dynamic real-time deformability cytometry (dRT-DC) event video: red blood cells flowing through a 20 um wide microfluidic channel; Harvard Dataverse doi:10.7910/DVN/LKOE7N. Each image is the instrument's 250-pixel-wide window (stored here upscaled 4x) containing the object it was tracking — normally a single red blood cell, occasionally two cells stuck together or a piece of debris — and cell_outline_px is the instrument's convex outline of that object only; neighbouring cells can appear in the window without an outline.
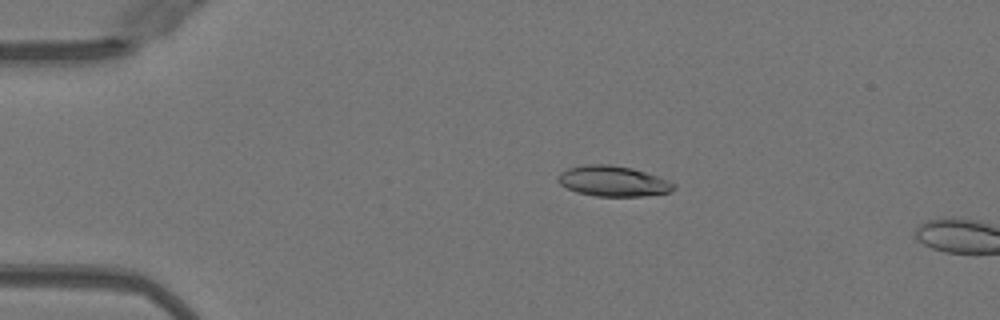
{"species": "Egyptian fruit bat (a non-hibernating species)", "species_latin": "Rousettus aegyptiacus", "temperature_condition": "warm", "stored_images_in_passage": 9, "camera_frame_rate_fps": 3000, "um_per_image_px": 0.085, "animal": {"sex": "female"}, "frame": {"image": 1, "passage_image": 7, "time_ms": 2.0, "image_size_px": [1000, 320], "cell_outline_px": [[676, 188], [668, 192], [644, 196], [596, 196], [576, 192], [560, 184], [556, 180], [556, 176], [560, 172], [568, 168], [588, 164], [608, 164], [632, 168], [668, 180], [676, 184]], "centroid_in_image_um": [52.08, 15.4], "position_along_channel_um": 32.9, "area_um2": 20.52}}